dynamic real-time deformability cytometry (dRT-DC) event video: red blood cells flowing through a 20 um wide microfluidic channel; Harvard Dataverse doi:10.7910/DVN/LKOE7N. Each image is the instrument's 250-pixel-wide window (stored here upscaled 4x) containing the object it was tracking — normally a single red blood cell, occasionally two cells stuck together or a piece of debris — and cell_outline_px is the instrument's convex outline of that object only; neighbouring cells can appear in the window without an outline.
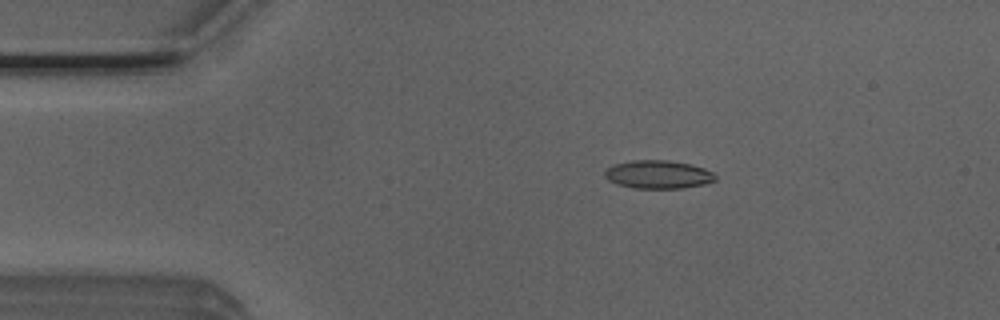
{"species": "Egyptian fruit bat (a non-hibernating species)", "species_latin": "Rousettus aegyptiacus", "temperature_condition": "room temperature", "stored_images_in_passage": 52, "camera_frame_rate_fps": 3000, "um_per_image_px": 0.085, "animal": {"sex": "male"}, "frame": {"image": 1, "passage_image": 9, "time_ms": 2.667, "image_size_px": [1000, 320], "cell_outline_px": [[716, 180], [704, 184], [684, 188], [636, 188], [616, 184], [608, 180], [604, 176], [604, 172], [608, 168], [616, 164], [632, 160], [668, 160], [692, 164], [704, 168], [712, 172], [716, 176]], "centroid_in_image_um": [55.96, 14.83], "position_along_channel_um": 29.0, "area_um2": 18.21}}
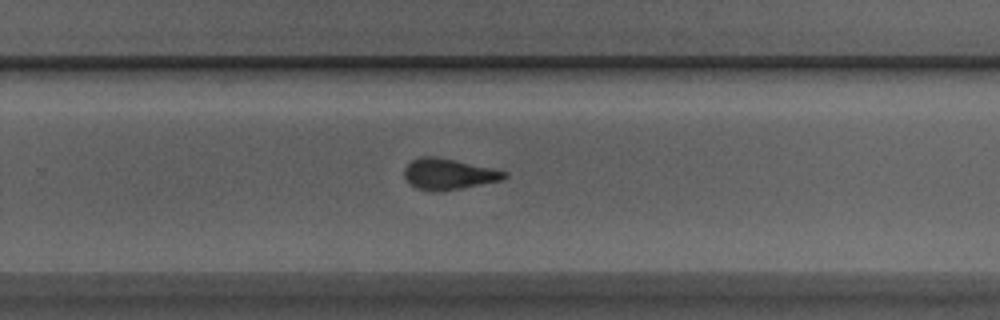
{"frame": {"image": 2, "passage_image": 33, "time_ms": 10.667, "image_size_px": [1000, 320], "cell_outline_px": [[508, 176], [500, 180], [460, 188], [436, 192], [416, 188], [404, 180], [404, 168], [412, 160], [420, 156], [436, 156], [456, 160], [508, 172]], "centroid_in_image_um": [38.07, 14.79], "position_along_channel_um": 291.7, "area_um2": 17.98}}
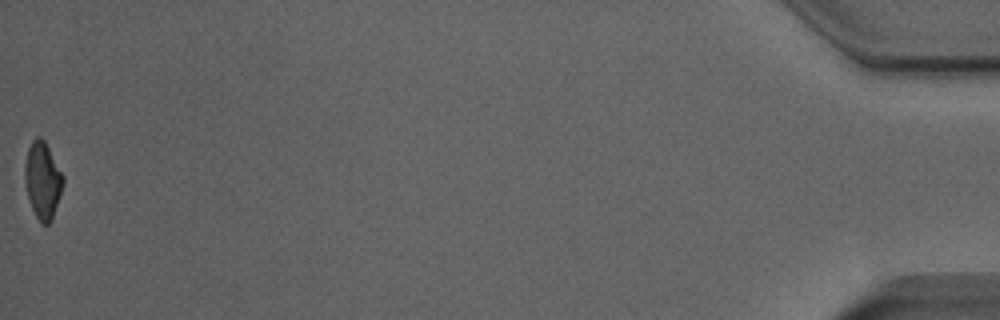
{"frame": {"image": 3, "passage_image": 52, "time_ms": 17.0, "image_size_px": [1000, 320], "cell_outline_px": [[64, 180], [60, 196], [52, 220], [48, 224], [40, 224], [28, 200], [24, 180], [24, 164], [28, 148], [32, 140], [36, 136], [40, 136], [44, 140], [64, 176]], "centroid_in_image_um": [3.61, 15.33], "position_along_channel_um": 431.6, "area_um2": 17.28}, "authors_computed_cell_mechanics": {"area_um2": 17.8891, "velocity_mm_per_s": 3.9015, "shape_relaxation_time_tau1_ms": 6.4079, "shape_relaxation_time_tau2_ms": 1.1117, "deformation_change_tau1": 0.1935, "deformation_change_tau2": 0.0866}}